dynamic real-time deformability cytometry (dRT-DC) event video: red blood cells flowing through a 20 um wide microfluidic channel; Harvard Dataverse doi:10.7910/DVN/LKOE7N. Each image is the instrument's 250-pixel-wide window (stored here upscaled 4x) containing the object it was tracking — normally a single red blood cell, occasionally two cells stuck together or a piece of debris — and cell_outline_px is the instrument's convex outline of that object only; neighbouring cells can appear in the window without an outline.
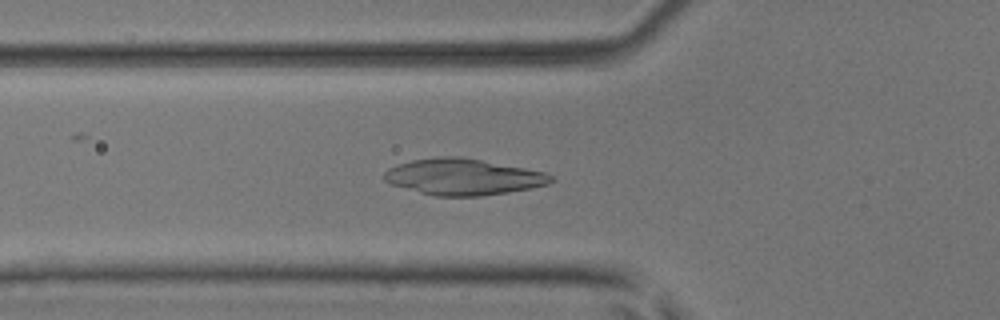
{"species": "common noctule bat (a hibernating species)", "species_latin": "Nyctalus noctula", "temperature_condition": "room temperature", "stored_images_in_passage": 50, "camera_frame_rate_fps": 3000, "um_per_image_px": 0.085, "animal": {"sex": "male", "body_mass_g": 17.9, "forearm_length_mm": 54.2}, "frame": {"image": 1, "passage_image": 18, "time_ms": 5.667, "image_size_px": [1000, 320], "cell_outline_px": [[552, 180], [548, 184], [532, 188], [508, 192], [480, 196], [436, 196], [420, 192], [392, 184], [384, 180], [384, 172], [388, 168], [412, 160], [436, 156], [460, 156], [524, 168], [544, 172], [552, 176]], "centroid_in_image_um": [39.36, 15.03], "position_along_channel_um": 86.4, "area_um2": 34.91}}
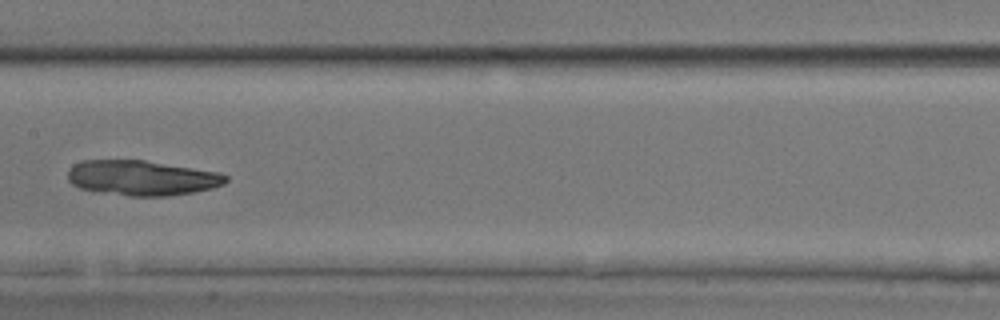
{"frame": {"image": 2, "passage_image": 26, "time_ms": 8.333, "image_size_px": [1000, 320], "cell_outline_px": [[228, 180], [224, 184], [212, 188], [192, 192], [168, 196], [128, 196], [80, 188], [72, 184], [68, 180], [68, 168], [72, 164], [80, 160], [144, 160], [220, 172], [228, 176]], "centroid_in_image_um": [12.05, 15.11], "position_along_channel_um": 195.3, "area_um2": 32.37}}
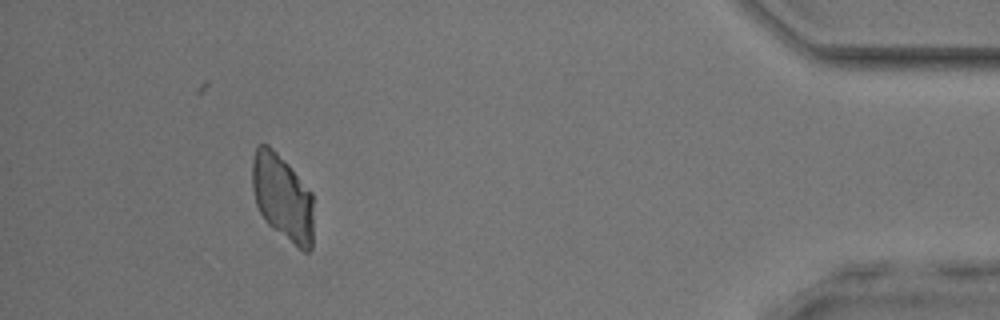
{"frame": {"image": 3, "passage_image": 46, "time_ms": 15.0, "image_size_px": [1000, 320], "cell_outline_px": [[312, 248], [308, 252], [304, 252], [272, 228], [264, 220], [256, 204], [252, 188], [252, 160], [256, 144], [268, 144], [288, 164], [312, 192]], "centroid_in_image_um": [23.99, 16.77], "position_along_channel_um": 411.2, "area_um2": 30.87}}